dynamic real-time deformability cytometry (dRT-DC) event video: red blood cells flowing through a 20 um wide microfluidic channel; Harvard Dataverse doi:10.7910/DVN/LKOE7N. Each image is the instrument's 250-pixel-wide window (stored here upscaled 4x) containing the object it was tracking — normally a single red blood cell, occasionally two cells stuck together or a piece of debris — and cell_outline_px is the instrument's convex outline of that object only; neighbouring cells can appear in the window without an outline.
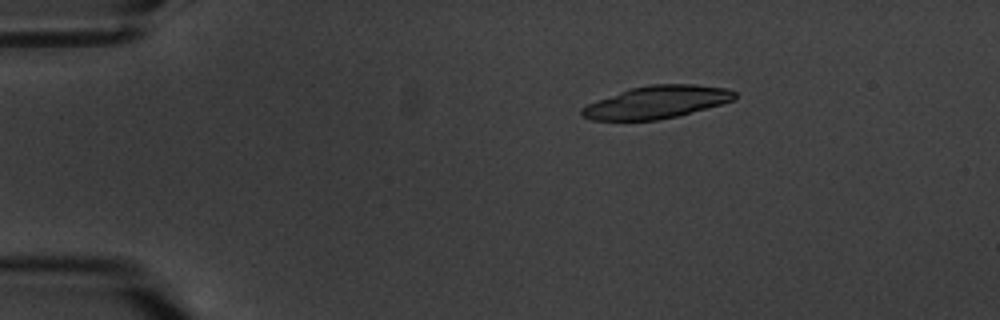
{"species": "common noctule bat (a hibernating species)", "species_latin": "Nyctalus noctula", "temperature_condition": "warm", "stored_images_in_passage": 4, "camera_frame_rate_fps": 3000, "um_per_image_px": 0.085, "animal": {"sex": "male", "body_mass_g": 20.1, "forearm_length_mm": 53.5}, "frame": {"image": 1, "passage_image": 1, "time_ms": 0.0, "image_size_px": [1000, 320], "cell_outline_px": [[736, 96], [732, 100], [720, 104], [676, 116], [656, 120], [592, 120], [580, 116], [580, 108], [588, 104], [620, 92], [632, 88], [648, 84], [696, 84], [728, 88], [736, 92]], "centroid_in_image_um": [55.81, 8.68], "position_along_channel_um": 29.2, "area_um2": 28.67}}